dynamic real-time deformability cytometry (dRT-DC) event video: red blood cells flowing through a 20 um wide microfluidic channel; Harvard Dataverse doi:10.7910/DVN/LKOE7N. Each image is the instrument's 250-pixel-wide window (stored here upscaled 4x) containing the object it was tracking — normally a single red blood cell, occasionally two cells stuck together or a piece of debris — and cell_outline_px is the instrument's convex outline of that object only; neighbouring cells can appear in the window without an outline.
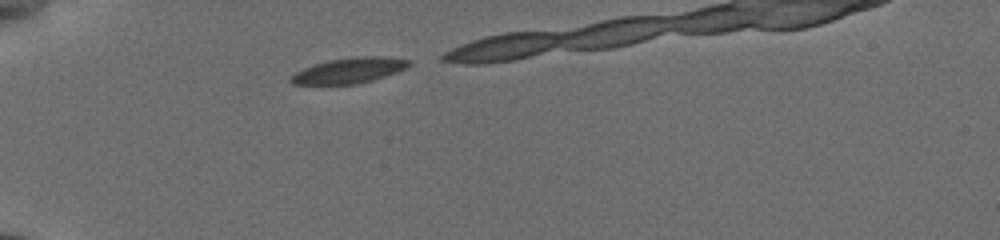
{"species": "common noctule bat (a hibernating species)", "species_latin": "Nyctalus noctula", "temperature_condition": "cold", "stored_images_in_passage": 13, "camera_frame_rate_fps": 3000, "um_per_image_px": 0.085, "animal": {"sex": "female", "body_mass_g": 19.5, "forearm_length_mm": 54.1}, "frame": {"image": 1, "passage_image": 1, "time_ms": 0.0, "image_size_px": [1000, 240], "cell_outline_px": [[412, 64], [396, 72], [372, 80], [356, 84], [292, 84], [288, 80], [288, 76], [304, 68], [328, 60], [352, 56], [380, 56], [412, 60]], "centroid_in_image_um": [29.66, 5.98], "position_along_channel_um": 55.3, "area_um2": 17.51}}
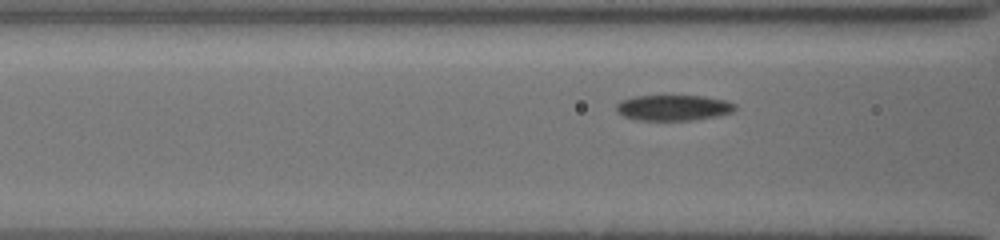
{"frame": {"image": 2, "passage_image": 7, "time_ms": 2.0, "image_size_px": [1000, 240], "cell_outline_px": [[736, 108], [732, 112], [716, 116], [692, 120], [640, 120], [624, 116], [616, 112], [616, 104], [620, 100], [636, 96], [664, 92], [704, 96], [728, 100], [736, 104]], "centroid_in_image_um": [57.22, 9.09], "position_along_channel_um": 109.4, "area_um2": 18.79}}
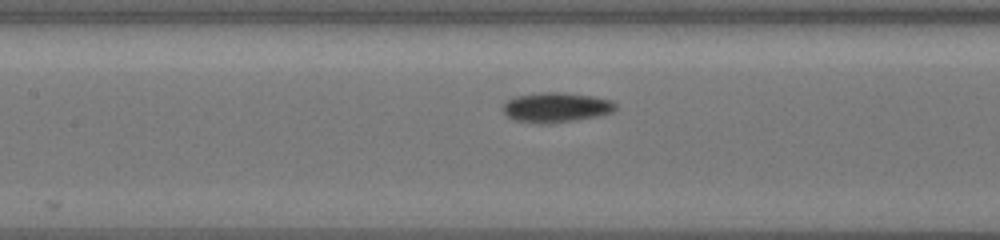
{"frame": {"image": 3, "passage_image": 11, "time_ms": 3.333, "image_size_px": [1000, 240], "cell_outline_px": [[616, 108], [612, 112], [596, 116], [576, 120], [548, 124], [540, 124], [516, 120], [508, 116], [504, 112], [504, 104], [508, 100], [516, 96], [540, 92], [564, 92], [592, 96], [612, 100], [616, 104]], "centroid_in_image_um": [47.29, 9.12], "position_along_channel_um": 160.1, "area_um2": 19.54}}